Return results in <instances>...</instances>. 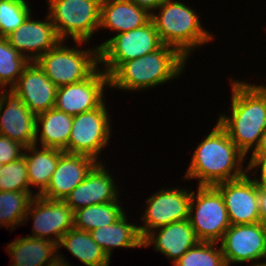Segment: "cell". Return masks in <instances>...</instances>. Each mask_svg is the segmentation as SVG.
Returning <instances> with one entry per match:
<instances>
[{"label": "cell", "instance_id": "6da1fadb", "mask_svg": "<svg viewBox=\"0 0 266 266\" xmlns=\"http://www.w3.org/2000/svg\"><path fill=\"white\" fill-rule=\"evenodd\" d=\"M231 82V115L222 112L217 123L247 156L257 148L266 128V85L232 79Z\"/></svg>", "mask_w": 266, "mask_h": 266}, {"label": "cell", "instance_id": "7a4b0ae2", "mask_svg": "<svg viewBox=\"0 0 266 266\" xmlns=\"http://www.w3.org/2000/svg\"><path fill=\"white\" fill-rule=\"evenodd\" d=\"M196 147L184 179H199L198 186H215L247 174L246 155L216 123Z\"/></svg>", "mask_w": 266, "mask_h": 266}, {"label": "cell", "instance_id": "3957f363", "mask_svg": "<svg viewBox=\"0 0 266 266\" xmlns=\"http://www.w3.org/2000/svg\"><path fill=\"white\" fill-rule=\"evenodd\" d=\"M187 58L175 47L163 44L158 50L123 62L110 76L109 85L124 91L155 88L182 74Z\"/></svg>", "mask_w": 266, "mask_h": 266}, {"label": "cell", "instance_id": "277c9868", "mask_svg": "<svg viewBox=\"0 0 266 266\" xmlns=\"http://www.w3.org/2000/svg\"><path fill=\"white\" fill-rule=\"evenodd\" d=\"M152 12L151 20L165 45L178 49L187 59L193 49L214 39V35L205 30L195 10L177 1L167 0Z\"/></svg>", "mask_w": 266, "mask_h": 266}, {"label": "cell", "instance_id": "5b68a950", "mask_svg": "<svg viewBox=\"0 0 266 266\" xmlns=\"http://www.w3.org/2000/svg\"><path fill=\"white\" fill-rule=\"evenodd\" d=\"M48 16L61 41L73 39L78 46L99 29L102 0H47Z\"/></svg>", "mask_w": 266, "mask_h": 266}, {"label": "cell", "instance_id": "8992f818", "mask_svg": "<svg viewBox=\"0 0 266 266\" xmlns=\"http://www.w3.org/2000/svg\"><path fill=\"white\" fill-rule=\"evenodd\" d=\"M63 43L60 41L35 61L57 87L88 78L100 65L98 47L82 50Z\"/></svg>", "mask_w": 266, "mask_h": 266}, {"label": "cell", "instance_id": "52a82bcc", "mask_svg": "<svg viewBox=\"0 0 266 266\" xmlns=\"http://www.w3.org/2000/svg\"><path fill=\"white\" fill-rule=\"evenodd\" d=\"M162 45L154 23L150 20L142 27L116 34L98 45L99 64L103 63L102 70L110 76L123 62L140 58Z\"/></svg>", "mask_w": 266, "mask_h": 266}, {"label": "cell", "instance_id": "ba28073f", "mask_svg": "<svg viewBox=\"0 0 266 266\" xmlns=\"http://www.w3.org/2000/svg\"><path fill=\"white\" fill-rule=\"evenodd\" d=\"M192 191L189 221L197 238L204 242H219L230 227L222 195L214 186H198Z\"/></svg>", "mask_w": 266, "mask_h": 266}, {"label": "cell", "instance_id": "9c48e42d", "mask_svg": "<svg viewBox=\"0 0 266 266\" xmlns=\"http://www.w3.org/2000/svg\"><path fill=\"white\" fill-rule=\"evenodd\" d=\"M107 110L103 102L96 109L73 116L69 142L64 152L83 154L101 162L98 157L109 144L111 137L110 116Z\"/></svg>", "mask_w": 266, "mask_h": 266}, {"label": "cell", "instance_id": "30bf717a", "mask_svg": "<svg viewBox=\"0 0 266 266\" xmlns=\"http://www.w3.org/2000/svg\"><path fill=\"white\" fill-rule=\"evenodd\" d=\"M218 243L228 266L252 261L251 266H266V261L256 262L266 260V226L261 222L230 225Z\"/></svg>", "mask_w": 266, "mask_h": 266}, {"label": "cell", "instance_id": "8fae6325", "mask_svg": "<svg viewBox=\"0 0 266 266\" xmlns=\"http://www.w3.org/2000/svg\"><path fill=\"white\" fill-rule=\"evenodd\" d=\"M192 192L186 188H162L146 199L147 207L141 217L143 226L138 225L144 238L156 228L189 219Z\"/></svg>", "mask_w": 266, "mask_h": 266}, {"label": "cell", "instance_id": "7c38bea8", "mask_svg": "<svg viewBox=\"0 0 266 266\" xmlns=\"http://www.w3.org/2000/svg\"><path fill=\"white\" fill-rule=\"evenodd\" d=\"M29 217L33 219V235L28 236L48 239L56 244L74 227V212L63 200L36 195L29 204L24 223Z\"/></svg>", "mask_w": 266, "mask_h": 266}, {"label": "cell", "instance_id": "4fadbf2b", "mask_svg": "<svg viewBox=\"0 0 266 266\" xmlns=\"http://www.w3.org/2000/svg\"><path fill=\"white\" fill-rule=\"evenodd\" d=\"M105 87L109 76L99 66L88 78L58 87L54 108L71 116L96 109L105 102Z\"/></svg>", "mask_w": 266, "mask_h": 266}, {"label": "cell", "instance_id": "5bb4252c", "mask_svg": "<svg viewBox=\"0 0 266 266\" xmlns=\"http://www.w3.org/2000/svg\"><path fill=\"white\" fill-rule=\"evenodd\" d=\"M250 176L245 174L214 186L223 197L231 225L260 222L258 186Z\"/></svg>", "mask_w": 266, "mask_h": 266}, {"label": "cell", "instance_id": "9a60e30c", "mask_svg": "<svg viewBox=\"0 0 266 266\" xmlns=\"http://www.w3.org/2000/svg\"><path fill=\"white\" fill-rule=\"evenodd\" d=\"M0 134L25 148L35 145L36 115L11 89L0 90Z\"/></svg>", "mask_w": 266, "mask_h": 266}, {"label": "cell", "instance_id": "2e32d148", "mask_svg": "<svg viewBox=\"0 0 266 266\" xmlns=\"http://www.w3.org/2000/svg\"><path fill=\"white\" fill-rule=\"evenodd\" d=\"M30 15L16 30L6 36L9 44L30 62L54 48L61 39L47 15L46 20H33ZM27 52V54H26Z\"/></svg>", "mask_w": 266, "mask_h": 266}, {"label": "cell", "instance_id": "e0dca14e", "mask_svg": "<svg viewBox=\"0 0 266 266\" xmlns=\"http://www.w3.org/2000/svg\"><path fill=\"white\" fill-rule=\"evenodd\" d=\"M112 174L102 162H98L86 178L63 200L73 212L90 205L120 201ZM119 198V200H118Z\"/></svg>", "mask_w": 266, "mask_h": 266}, {"label": "cell", "instance_id": "ac0fdd59", "mask_svg": "<svg viewBox=\"0 0 266 266\" xmlns=\"http://www.w3.org/2000/svg\"><path fill=\"white\" fill-rule=\"evenodd\" d=\"M57 89L36 62H30L11 88L35 115L54 108Z\"/></svg>", "mask_w": 266, "mask_h": 266}, {"label": "cell", "instance_id": "d6986e66", "mask_svg": "<svg viewBox=\"0 0 266 266\" xmlns=\"http://www.w3.org/2000/svg\"><path fill=\"white\" fill-rule=\"evenodd\" d=\"M97 163L98 161L92 157L64 152L47 188L39 196L51 200H64Z\"/></svg>", "mask_w": 266, "mask_h": 266}, {"label": "cell", "instance_id": "ffe728a7", "mask_svg": "<svg viewBox=\"0 0 266 266\" xmlns=\"http://www.w3.org/2000/svg\"><path fill=\"white\" fill-rule=\"evenodd\" d=\"M199 242L200 240L197 238L189 219H186L149 232L143 238V247L148 248L154 244L155 251L164 254L174 264L185 252Z\"/></svg>", "mask_w": 266, "mask_h": 266}, {"label": "cell", "instance_id": "44dd1931", "mask_svg": "<svg viewBox=\"0 0 266 266\" xmlns=\"http://www.w3.org/2000/svg\"><path fill=\"white\" fill-rule=\"evenodd\" d=\"M151 20V13L130 0H102L99 28L117 34L142 27Z\"/></svg>", "mask_w": 266, "mask_h": 266}, {"label": "cell", "instance_id": "7402d4cb", "mask_svg": "<svg viewBox=\"0 0 266 266\" xmlns=\"http://www.w3.org/2000/svg\"><path fill=\"white\" fill-rule=\"evenodd\" d=\"M6 249L12 257L10 266H53L58 262L57 244L48 239L21 237L10 242Z\"/></svg>", "mask_w": 266, "mask_h": 266}, {"label": "cell", "instance_id": "603a6c76", "mask_svg": "<svg viewBox=\"0 0 266 266\" xmlns=\"http://www.w3.org/2000/svg\"><path fill=\"white\" fill-rule=\"evenodd\" d=\"M72 123L73 116L55 108L36 115L35 145L38 146L40 140L42 147L64 151L68 146Z\"/></svg>", "mask_w": 266, "mask_h": 266}, {"label": "cell", "instance_id": "cb8c5ba5", "mask_svg": "<svg viewBox=\"0 0 266 266\" xmlns=\"http://www.w3.org/2000/svg\"><path fill=\"white\" fill-rule=\"evenodd\" d=\"M124 213L116 222L90 231L92 239L105 251L110 258L114 248L143 247V238L136 224L127 222Z\"/></svg>", "mask_w": 266, "mask_h": 266}, {"label": "cell", "instance_id": "d4e9b609", "mask_svg": "<svg viewBox=\"0 0 266 266\" xmlns=\"http://www.w3.org/2000/svg\"><path fill=\"white\" fill-rule=\"evenodd\" d=\"M32 145L24 149L30 189L32 185L38 188L36 195H40L50 182L60 156L64 151ZM31 152V153H30ZM29 153V154H28Z\"/></svg>", "mask_w": 266, "mask_h": 266}, {"label": "cell", "instance_id": "484cf974", "mask_svg": "<svg viewBox=\"0 0 266 266\" xmlns=\"http://www.w3.org/2000/svg\"><path fill=\"white\" fill-rule=\"evenodd\" d=\"M66 248L84 266H109L111 259L92 239L90 232L73 227L58 242L57 249Z\"/></svg>", "mask_w": 266, "mask_h": 266}, {"label": "cell", "instance_id": "4316f807", "mask_svg": "<svg viewBox=\"0 0 266 266\" xmlns=\"http://www.w3.org/2000/svg\"><path fill=\"white\" fill-rule=\"evenodd\" d=\"M124 213L119 201L90 205L74 212V227L90 232L116 222Z\"/></svg>", "mask_w": 266, "mask_h": 266}, {"label": "cell", "instance_id": "83f0119b", "mask_svg": "<svg viewBox=\"0 0 266 266\" xmlns=\"http://www.w3.org/2000/svg\"><path fill=\"white\" fill-rule=\"evenodd\" d=\"M34 196L36 194L33 195V192L0 191V227L13 230L24 224V217Z\"/></svg>", "mask_w": 266, "mask_h": 266}, {"label": "cell", "instance_id": "f1b7e54d", "mask_svg": "<svg viewBox=\"0 0 266 266\" xmlns=\"http://www.w3.org/2000/svg\"><path fill=\"white\" fill-rule=\"evenodd\" d=\"M29 64L27 57L11 46L6 37H0V89L7 85L11 89Z\"/></svg>", "mask_w": 266, "mask_h": 266}, {"label": "cell", "instance_id": "f546056e", "mask_svg": "<svg viewBox=\"0 0 266 266\" xmlns=\"http://www.w3.org/2000/svg\"><path fill=\"white\" fill-rule=\"evenodd\" d=\"M218 242L200 241L185 252L173 266H228Z\"/></svg>", "mask_w": 266, "mask_h": 266}, {"label": "cell", "instance_id": "4dcf8cb0", "mask_svg": "<svg viewBox=\"0 0 266 266\" xmlns=\"http://www.w3.org/2000/svg\"><path fill=\"white\" fill-rule=\"evenodd\" d=\"M26 0H0V37L16 30L31 14Z\"/></svg>", "mask_w": 266, "mask_h": 266}, {"label": "cell", "instance_id": "1f68e13d", "mask_svg": "<svg viewBox=\"0 0 266 266\" xmlns=\"http://www.w3.org/2000/svg\"><path fill=\"white\" fill-rule=\"evenodd\" d=\"M0 173V191L33 192L30 190L24 155L18 160L4 164Z\"/></svg>", "mask_w": 266, "mask_h": 266}, {"label": "cell", "instance_id": "d6a6232c", "mask_svg": "<svg viewBox=\"0 0 266 266\" xmlns=\"http://www.w3.org/2000/svg\"><path fill=\"white\" fill-rule=\"evenodd\" d=\"M25 147L0 134V163L2 165L18 160L23 156Z\"/></svg>", "mask_w": 266, "mask_h": 266}, {"label": "cell", "instance_id": "836d02e7", "mask_svg": "<svg viewBox=\"0 0 266 266\" xmlns=\"http://www.w3.org/2000/svg\"><path fill=\"white\" fill-rule=\"evenodd\" d=\"M251 158L249 159L250 162H248L247 165V174L251 172V170L257 168H260V176L256 178L252 177L254 183L258 187H266V153H252Z\"/></svg>", "mask_w": 266, "mask_h": 266}, {"label": "cell", "instance_id": "e575fe53", "mask_svg": "<svg viewBox=\"0 0 266 266\" xmlns=\"http://www.w3.org/2000/svg\"><path fill=\"white\" fill-rule=\"evenodd\" d=\"M260 222L266 226V187H258Z\"/></svg>", "mask_w": 266, "mask_h": 266}, {"label": "cell", "instance_id": "d590c367", "mask_svg": "<svg viewBox=\"0 0 266 266\" xmlns=\"http://www.w3.org/2000/svg\"><path fill=\"white\" fill-rule=\"evenodd\" d=\"M136 5L147 9L150 13L154 12L162 3L167 0H130Z\"/></svg>", "mask_w": 266, "mask_h": 266}, {"label": "cell", "instance_id": "8d00e7d4", "mask_svg": "<svg viewBox=\"0 0 266 266\" xmlns=\"http://www.w3.org/2000/svg\"><path fill=\"white\" fill-rule=\"evenodd\" d=\"M252 153H266V128L261 135L257 148Z\"/></svg>", "mask_w": 266, "mask_h": 266}, {"label": "cell", "instance_id": "74e56055", "mask_svg": "<svg viewBox=\"0 0 266 266\" xmlns=\"http://www.w3.org/2000/svg\"><path fill=\"white\" fill-rule=\"evenodd\" d=\"M58 262L53 266H71L62 255L57 253Z\"/></svg>", "mask_w": 266, "mask_h": 266}, {"label": "cell", "instance_id": "f35d334b", "mask_svg": "<svg viewBox=\"0 0 266 266\" xmlns=\"http://www.w3.org/2000/svg\"><path fill=\"white\" fill-rule=\"evenodd\" d=\"M2 166H3V165L0 163V171H1V169H2ZM0 175H1V173H0Z\"/></svg>", "mask_w": 266, "mask_h": 266}]
</instances>
